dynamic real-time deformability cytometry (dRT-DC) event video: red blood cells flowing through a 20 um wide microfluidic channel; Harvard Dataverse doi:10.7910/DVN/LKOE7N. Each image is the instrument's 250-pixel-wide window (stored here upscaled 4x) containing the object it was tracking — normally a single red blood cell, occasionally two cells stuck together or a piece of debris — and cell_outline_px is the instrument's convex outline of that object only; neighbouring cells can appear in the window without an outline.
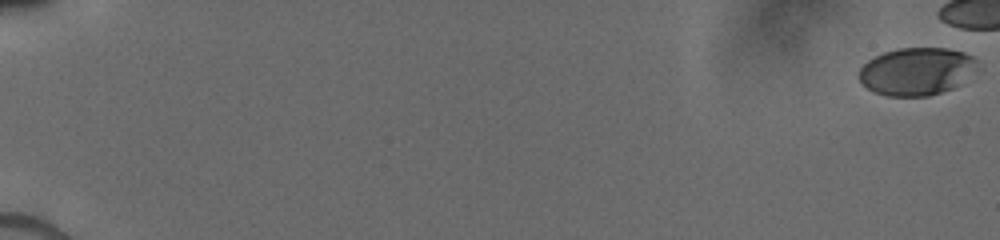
{"species": "human", "species_latin": "Homo sapiens", "temperature_condition": "cold", "stored_images_in_passage": 44, "camera_frame_rate_fps": 3000, "um_per_image_px": 0.085, "donor": {"sex": "male"}, "frame": {"image": 1, "passage_image": 1, "time_ms": 0.0, "image_size_px": [1000, 240], "cell_outline_px": [[976, 68], [952, 88], [928, 96], [888, 96], [876, 92], [868, 88], [860, 80], [860, 68], [868, 60], [884, 52], [900, 48], [948, 48], [964, 52], [972, 56], [976, 60]], "centroid_in_image_um": [77.89, 6.05], "position_along_channel_um": 7.1, "area_um2": 32.25}}
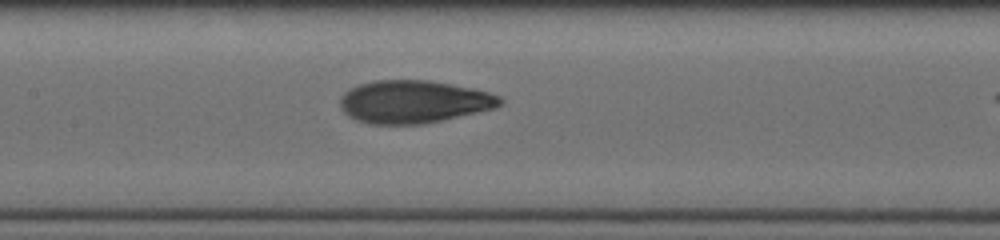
{"frame": {"image": 2, "passage_image": 31, "time_ms": 9.333, "image_size_px": [1000, 240], "cell_outline_px": [[504, 104], [496, 108], [424, 124], [368, 124], [356, 120], [348, 116], [340, 108], [340, 96], [348, 88], [360, 84], [376, 80], [428, 80], [472, 88], [488, 92], [500, 96], [504, 100]], "centroid_in_image_um": [35.15, 8.65], "position_along_channel_um": 172.2, "area_um2": 40.11}}
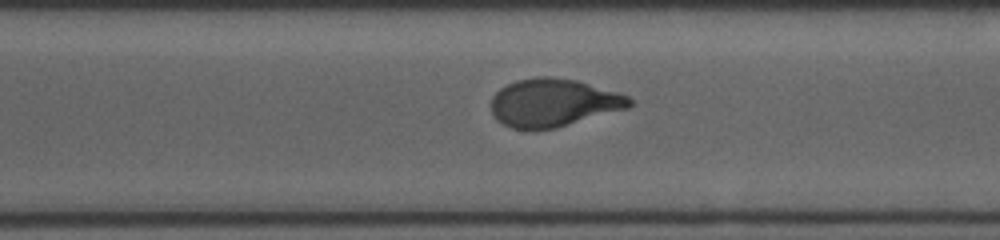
{"frame": {"image": 3, "passage_image": 43, "time_ms": 13.0, "image_size_px": [1000, 240], "cell_outline_px": [[632, 104], [628, 108], [556, 128], [512, 128], [496, 120], [492, 116], [492, 96], [500, 88], [516, 80], [536, 76], [548, 76], [576, 80], [616, 92], [628, 96], [632, 100]], "centroid_in_image_um": [47.02, 8.72], "position_along_channel_um": 323.6, "area_um2": 38.38}}